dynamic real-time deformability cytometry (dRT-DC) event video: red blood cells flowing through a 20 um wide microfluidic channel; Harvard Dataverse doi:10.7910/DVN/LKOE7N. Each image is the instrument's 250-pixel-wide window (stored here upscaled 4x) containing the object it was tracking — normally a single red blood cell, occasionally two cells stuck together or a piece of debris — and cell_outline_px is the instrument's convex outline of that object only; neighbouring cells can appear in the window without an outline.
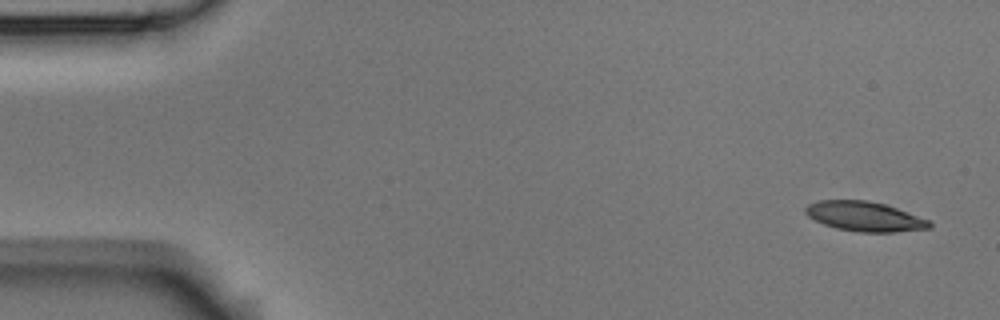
{"species": "Egyptian fruit bat (a non-hibernating species)", "species_latin": "Rousettus aegyptiacus", "temperature_condition": "room temperature", "stored_images_in_passage": 6, "camera_frame_rate_fps": 3000, "um_per_image_px": 0.085, "animal": {"sex": "male"}, "frame": {"image": 1, "passage_image": 1, "time_ms": 0.0, "image_size_px": [1000, 320], "cell_outline_px": [[932, 228], [892, 232], [856, 232], [836, 228], [824, 224], [808, 216], [804, 212], [804, 208], [808, 204], [820, 200], [868, 200], [884, 204], [932, 220]], "centroid_in_image_um": [73.52, 18.4], "position_along_channel_um": 11.5, "area_um2": 21.56}}
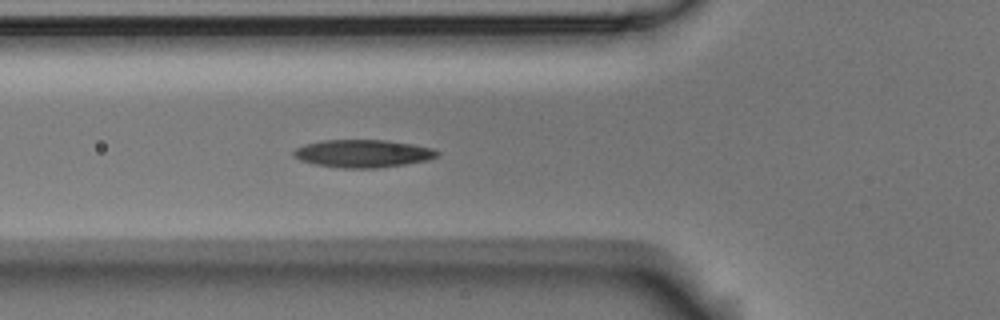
{"frame": {"image": 2, "passage_image": 6, "time_ms": 5.667, "image_size_px": [1000, 320], "cell_outline_px": [[440, 156], [428, 160], [404, 164], [376, 168], [344, 168], [316, 164], [300, 160], [292, 156], [292, 152], [296, 148], [304, 144], [324, 140], [388, 140], [412, 144], [432, 148], [440, 152]], "centroid_in_image_um": [30.85, 13.04], "position_along_channel_um": 94.9, "area_um2": 23.24}}